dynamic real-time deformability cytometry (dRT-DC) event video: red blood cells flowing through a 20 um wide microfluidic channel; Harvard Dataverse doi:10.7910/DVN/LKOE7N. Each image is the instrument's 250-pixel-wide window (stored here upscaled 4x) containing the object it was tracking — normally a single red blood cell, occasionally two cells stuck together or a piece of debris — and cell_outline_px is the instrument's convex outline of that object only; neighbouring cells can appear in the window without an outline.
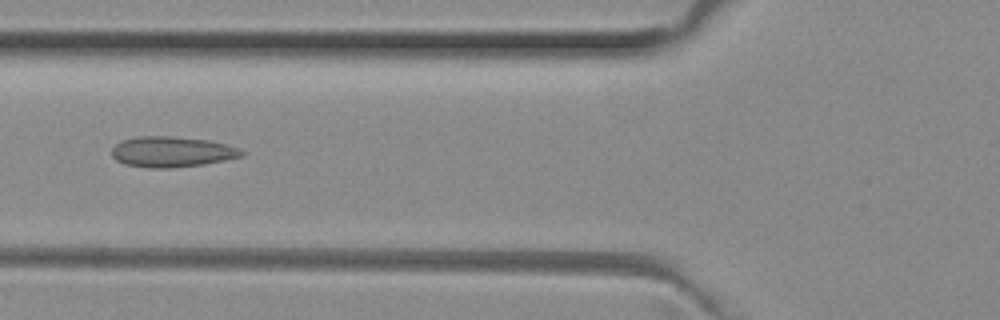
{"species": "common noctule bat (a hibernating species)", "species_latin": "Nyctalus noctula", "temperature_condition": "room temperature", "stored_images_in_passage": 47, "camera_frame_rate_fps": 3000, "um_per_image_px": 0.085, "animal": {"sex": "female", "body_mass_g": 29.2, "forearm_length_mm": 56.3}, "frame": {"image": 1, "passage_image": 18, "time_ms": 5.667, "image_size_px": [1000, 320], "cell_outline_px": [[248, 152], [244, 156], [204, 164], [168, 168], [148, 168], [124, 164], [116, 160], [112, 156], [112, 148], [116, 144], [124, 140], [136, 136], [172, 136], [208, 140], [228, 144], [240, 148]], "centroid_in_image_um": [14.65, 12.9], "position_along_channel_um": 111.1, "area_um2": 23.35}}
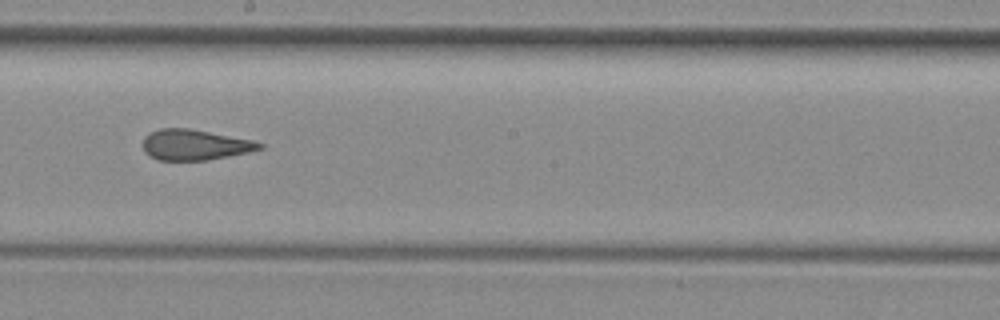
{"frame": {"image": 2, "passage_image": 27, "time_ms": 8.667, "image_size_px": [1000, 320], "cell_outline_px": [[264, 148], [248, 152], [228, 156], [204, 160], [156, 160], [148, 156], [144, 152], [144, 136], [160, 128], [188, 128], [252, 140], [264, 144]], "centroid_in_image_um": [16.54, 12.31], "position_along_channel_um": 231.7, "area_um2": 20.63}}
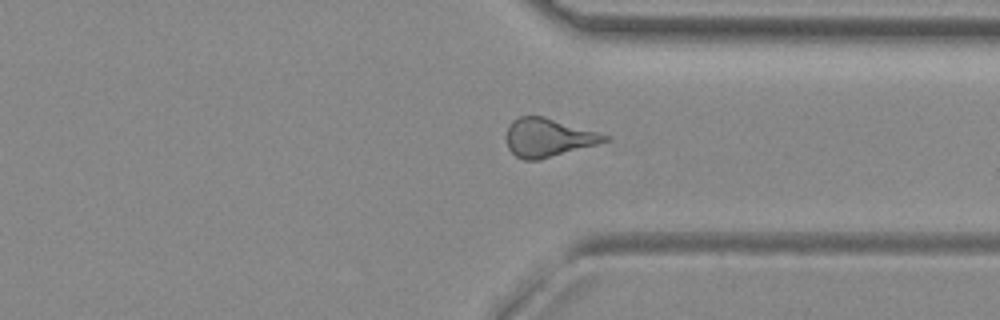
{"frame": {"image": 3, "passage_image": 37, "time_ms": 12.0, "image_size_px": [1000, 320], "cell_outline_px": [[608, 140], [596, 144], [540, 160], [524, 160], [516, 156], [508, 148], [508, 128], [512, 120], [520, 116], [544, 116], [596, 132], [608, 136]], "centroid_in_image_um": [46.56, 11.7], "position_along_channel_um": 364.8, "area_um2": 21.5}}